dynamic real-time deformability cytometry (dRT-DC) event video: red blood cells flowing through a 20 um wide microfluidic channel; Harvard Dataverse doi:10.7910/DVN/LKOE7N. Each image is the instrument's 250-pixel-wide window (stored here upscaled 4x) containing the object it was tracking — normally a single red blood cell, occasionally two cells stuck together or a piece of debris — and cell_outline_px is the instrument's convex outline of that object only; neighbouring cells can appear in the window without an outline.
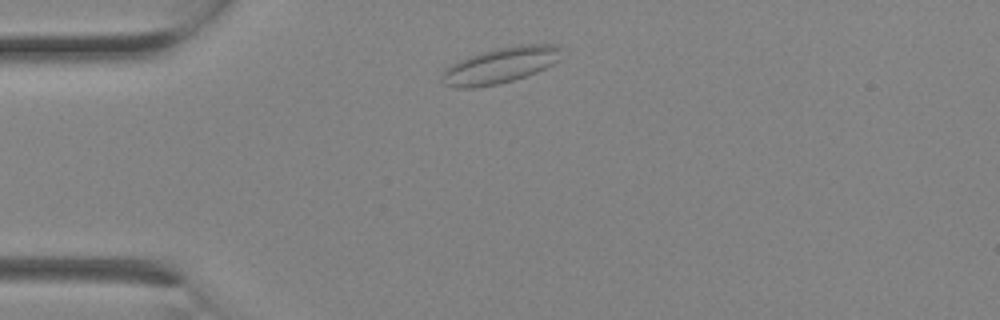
{"species": "Egyptian fruit bat (a non-hibernating species)", "species_latin": "Rousettus aegyptiacus", "temperature_condition": "room temperature", "stored_images_in_passage": 1, "camera_frame_rate_fps": 3000, "um_per_image_px": 0.085, "animal": {"sex": "female"}, "frame": {"image": 1, "passage_image": 1, "time_ms": 0.0, "image_size_px": [1000, 320], "cell_outline_px": [[560, 60], [536, 72], [500, 84], [476, 88], [452, 88], [444, 84], [440, 80], [440, 76], [444, 68], [460, 60], [484, 52], [500, 48], [520, 44], [556, 44], [560, 48]], "centroid_in_image_um": [42.49, 5.58], "position_along_channel_um": 42.5, "area_um2": 24.85}}